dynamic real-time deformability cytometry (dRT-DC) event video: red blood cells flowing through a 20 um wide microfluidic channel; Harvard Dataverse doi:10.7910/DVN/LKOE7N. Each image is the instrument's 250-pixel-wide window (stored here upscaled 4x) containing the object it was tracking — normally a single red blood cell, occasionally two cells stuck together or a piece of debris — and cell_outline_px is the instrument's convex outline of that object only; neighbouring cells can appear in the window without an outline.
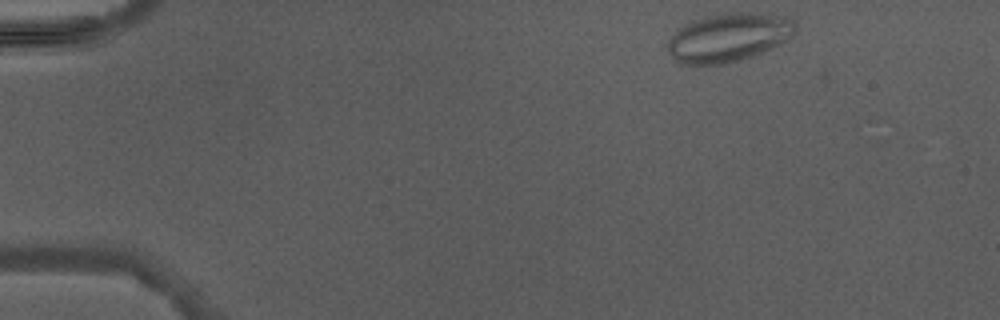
{"species": "Egyptian fruit bat (a non-hibernating species)", "species_latin": "Rousettus aegyptiacus", "temperature_condition": "warm", "stored_images_in_passage": 3, "camera_frame_rate_fps": 3000, "um_per_image_px": 0.085, "animal": {"sex": "male"}, "frame": {"image": 1, "passage_image": 1, "time_ms": 0.0, "image_size_px": [1000, 320], "cell_outline_px": [[796, 32], [780, 44], [772, 48], [752, 56], [740, 60], [724, 64], [680, 64], [668, 52], [668, 40], [684, 24], [692, 20], [704, 16], [728, 12], [752, 12], [784, 16], [796, 20]], "centroid_in_image_um": [61.95, 3.17], "position_along_channel_um": 23.0, "area_um2": 36.3}}